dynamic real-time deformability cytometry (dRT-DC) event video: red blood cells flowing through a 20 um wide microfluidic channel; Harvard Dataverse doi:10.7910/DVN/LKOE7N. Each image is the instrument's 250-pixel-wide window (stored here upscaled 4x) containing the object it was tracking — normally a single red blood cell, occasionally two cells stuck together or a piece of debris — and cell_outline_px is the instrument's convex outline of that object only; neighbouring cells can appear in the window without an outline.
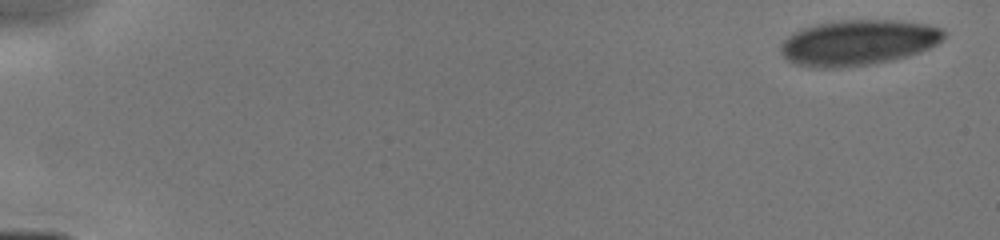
{"species": "human", "species_latin": "Homo sapiens", "temperature_condition": "cold", "stored_images_in_passage": 8, "camera_frame_rate_fps": 3000, "um_per_image_px": 0.085, "donor": {"sex": "male"}, "frame": {"image": 1, "passage_image": 1, "time_ms": 0.0, "image_size_px": [1000, 240], "cell_outline_px": [[944, 36], [936, 44], [928, 48], [908, 56], [892, 60], [868, 64], [836, 68], [816, 68], [796, 64], [788, 60], [780, 52], [780, 44], [792, 32], [816, 24], [844, 20], [888, 20], [928, 24], [940, 28], [944, 32]], "centroid_in_image_um": [72.9, 3.62], "position_along_channel_um": 12.1, "area_um2": 42.95}}
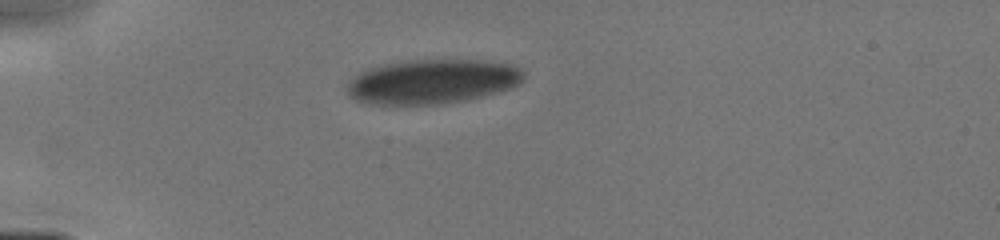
{"frame": {"image": 2, "passage_image": 5, "time_ms": 4.0, "image_size_px": [1000, 240], "cell_outline_px": [[524, 76], [520, 84], [512, 88], [464, 100], [440, 104], [372, 104], [356, 100], [348, 92], [348, 80], [360, 72], [368, 68], [384, 64], [404, 60], [484, 60], [512, 64], [520, 68], [524, 72]], "centroid_in_image_um": [36.76, 6.92], "position_along_channel_um": 48.2, "area_um2": 45.72}}